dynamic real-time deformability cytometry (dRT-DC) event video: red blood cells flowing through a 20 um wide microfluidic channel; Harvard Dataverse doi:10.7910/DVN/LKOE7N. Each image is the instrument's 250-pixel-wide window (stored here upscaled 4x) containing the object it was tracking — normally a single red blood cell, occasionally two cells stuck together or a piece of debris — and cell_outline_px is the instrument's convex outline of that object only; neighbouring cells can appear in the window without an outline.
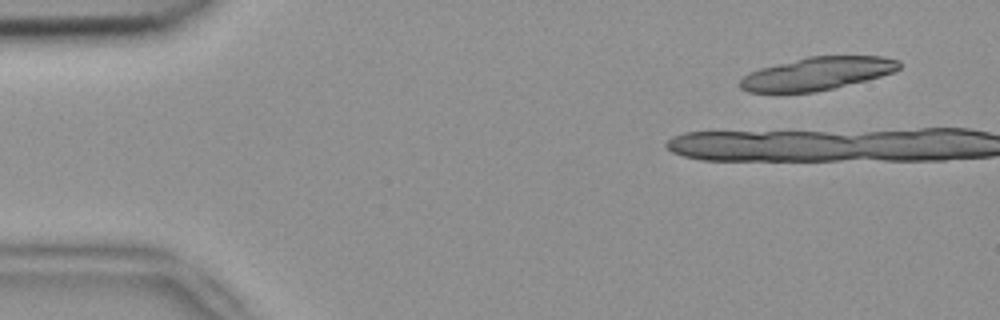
{"species": "common noctule bat (a hibernating species)", "species_latin": "Nyctalus noctula", "temperature_condition": "room temperature", "stored_images_in_passage": 3, "camera_frame_rate_fps": 3000, "um_per_image_px": 0.085, "animal": {"sex": "female", "body_mass_g": 18.4}, "frame": {"image": 1, "passage_image": 1, "time_ms": 0.0, "image_size_px": [1000, 320], "cell_outline_px": [[900, 68], [892, 72], [880, 76], [832, 88], [812, 92], [748, 92], [740, 88], [740, 80], [748, 72], [760, 68], [808, 56], [884, 56], [900, 60]], "centroid_in_image_um": [69.44, 6.24], "position_along_channel_um": 15.6, "area_um2": 30.23}}